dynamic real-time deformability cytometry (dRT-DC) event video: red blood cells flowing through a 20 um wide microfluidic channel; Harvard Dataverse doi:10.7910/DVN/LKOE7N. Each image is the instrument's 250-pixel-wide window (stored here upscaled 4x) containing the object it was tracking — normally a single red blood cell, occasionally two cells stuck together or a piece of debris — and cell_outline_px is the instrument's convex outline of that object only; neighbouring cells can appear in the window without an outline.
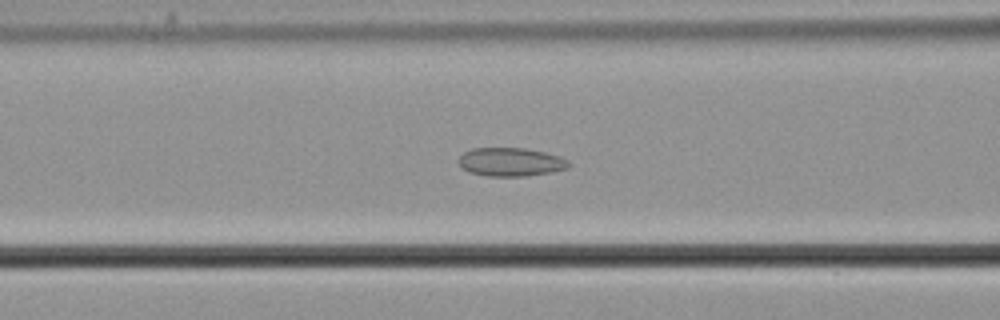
{"species": "common noctule bat (a hibernating species)", "species_latin": "Nyctalus noctula", "temperature_condition": "cold", "stored_images_in_passage": 57, "camera_frame_rate_fps": 3000, "um_per_image_px": 0.085, "animal": {"sex": "male", "body_mass_g": 21.5, "forearm_length_mm": 52.0}, "frame": {"image": 1, "passage_image": 24, "time_ms": 7.667, "image_size_px": [1000, 320], "cell_outline_px": [[572, 164], [568, 168], [552, 172], [524, 176], [488, 176], [468, 172], [460, 168], [460, 156], [464, 152], [472, 148], [524, 148], [544, 152], [560, 156], [568, 160]], "centroid_in_image_um": [43.43, 13.77], "position_along_channel_um": 123.2, "area_um2": 18.38}}
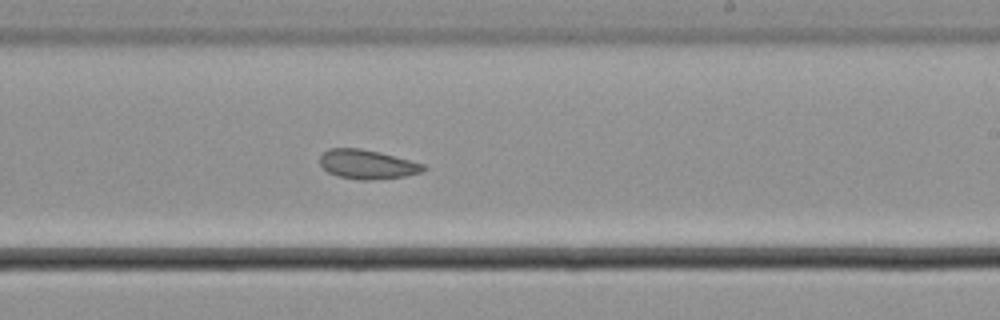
{"frame": {"image": 2, "passage_image": 35, "time_ms": 11.333, "image_size_px": [1000, 320], "cell_outline_px": [[428, 168], [420, 172], [404, 176], [372, 180], [360, 180], [336, 176], [328, 172], [320, 164], [320, 156], [328, 148], [360, 148], [380, 152], [424, 164]], "centroid_in_image_um": [31.2, 13.97], "position_along_channel_um": 257.8, "area_um2": 17.63}}
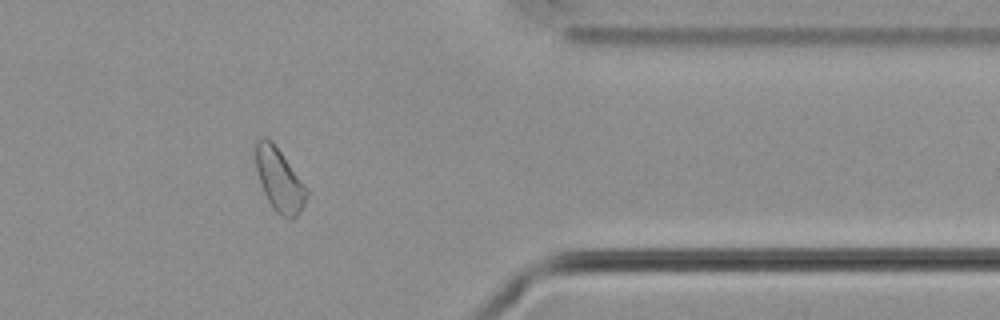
{"frame": {"image": 3, "passage_image": 47, "time_ms": 15.333, "image_size_px": [1000, 320], "cell_outline_px": [[308, 196], [300, 212], [292, 220], [288, 220], [280, 216], [272, 208], [260, 184], [252, 152], [256, 140], [260, 136], [264, 136], [272, 140], [308, 188]], "centroid_in_image_um": [23.71, 15.25], "position_along_channel_um": 387.7, "area_um2": 19.42}, "authors_computed_cell_mechanics": {"area_um2": 19.7676, "velocity_mm_per_s": 3.6747, "shape_relaxation_time_tau1_ms": null, "shape_relaxation_time_tau2_ms": 2.6787, "deformation_change_tau1": null, "deformation_change_tau2": 0.0785}}